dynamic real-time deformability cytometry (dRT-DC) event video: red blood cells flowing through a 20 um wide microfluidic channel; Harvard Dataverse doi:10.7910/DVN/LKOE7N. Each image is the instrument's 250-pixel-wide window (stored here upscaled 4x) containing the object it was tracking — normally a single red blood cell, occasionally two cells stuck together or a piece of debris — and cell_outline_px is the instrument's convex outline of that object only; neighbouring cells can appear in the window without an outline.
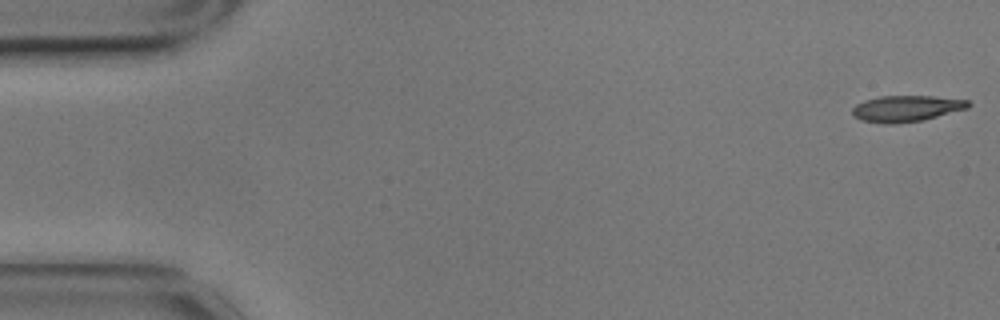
{"species": "common noctule bat (a hibernating species)", "species_latin": "Nyctalus noctula", "temperature_condition": "cold", "stored_images_in_passage": 57, "camera_frame_rate_fps": 3000, "um_per_image_px": 0.085, "animal": {"sex": "male", "body_mass_g": 17.9}, "frame": {"image": 1, "passage_image": 1, "time_ms": 0.0, "image_size_px": [1000, 320], "cell_outline_px": [[972, 104], [968, 108], [920, 120], [896, 124], [884, 124], [860, 120], [852, 116], [852, 108], [856, 104], [864, 100], [880, 96], [932, 96], [968, 100]], "centroid_in_image_um": [76.99, 9.22], "position_along_channel_um": 8.0, "area_um2": 17.69}}
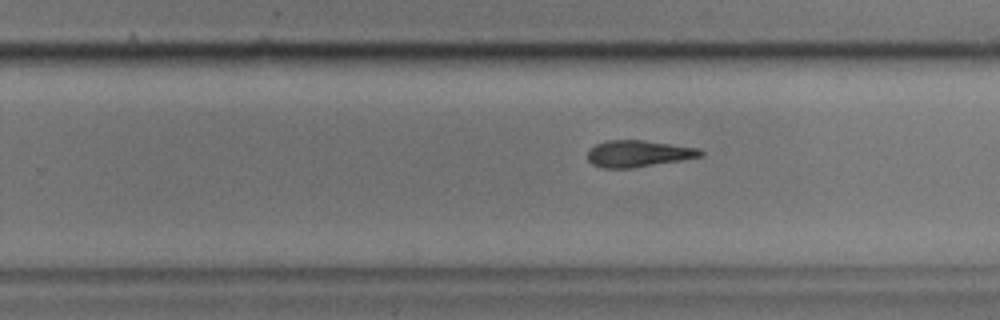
{"frame": {"image": 2, "passage_image": 35, "time_ms": 11.333, "image_size_px": [1000, 320], "cell_outline_px": [[704, 156], [632, 168], [604, 168], [592, 164], [588, 160], [588, 152], [596, 144], [604, 140], [644, 140], [700, 148], [704, 152]], "centroid_in_image_um": [54.28, 13.05], "position_along_channel_um": 275.5, "area_um2": 17.51}}
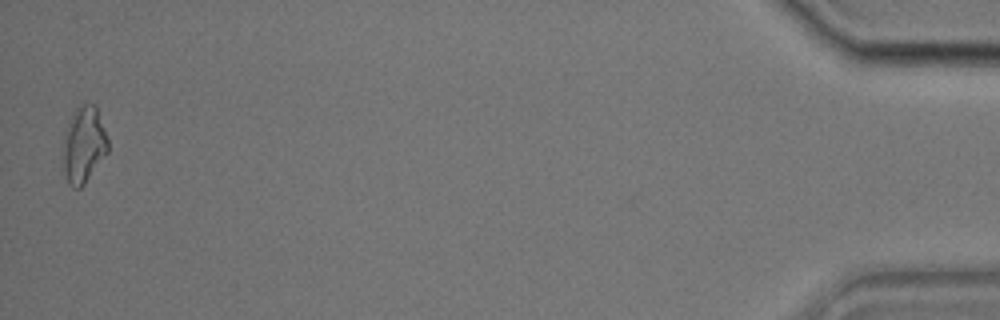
{"frame": {"image": 3, "passage_image": 56, "time_ms": 18.333, "image_size_px": [1000, 320], "cell_outline_px": [[108, 152], [84, 184], [80, 188], [72, 188], [68, 184], [64, 172], [64, 132], [72, 112], [76, 108], [84, 104], [96, 104], [108, 140]], "centroid_in_image_um": [7.12, 12.29], "position_along_channel_um": 428.1, "area_um2": 19.94}, "authors_computed_cell_mechanics": {"area_um2": 18.2648, "velocity_mm_per_s": 3.5025, "shape_relaxation_time_tau1_ms": 6.5903, "shape_relaxation_time_tau2_ms": 8.2937, "deformation_change_tau1": 0.221, "deformation_change_tau2": 0.2274}}